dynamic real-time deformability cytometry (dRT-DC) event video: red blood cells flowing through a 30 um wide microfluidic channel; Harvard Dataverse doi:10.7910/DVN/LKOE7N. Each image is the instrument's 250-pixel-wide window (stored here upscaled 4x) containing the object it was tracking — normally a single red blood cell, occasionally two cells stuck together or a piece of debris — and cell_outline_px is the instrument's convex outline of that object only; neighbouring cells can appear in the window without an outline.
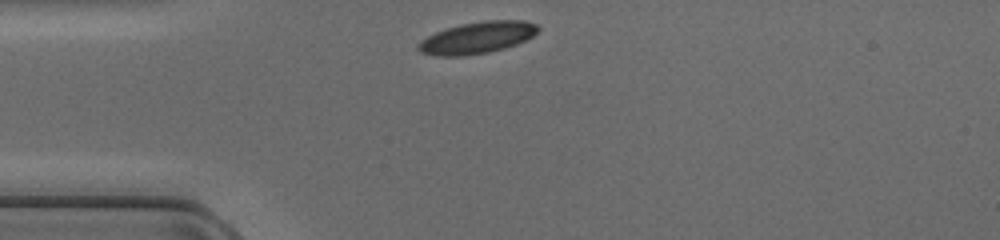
{"species": "common noctule bat (a hibernating species)", "species_latin": "Nyctalus noctula", "temperature_condition": "cold", "stored_images_in_passage": 28, "camera_frame_rate_fps": 3000, "um_per_image_px": 0.085, "animal": {"sex": "female", "body_mass_g": 17.0, "forearm_length_mm": 48.0}, "frame": {"image": 1, "passage_image": 1, "time_ms": 0.0, "image_size_px": [1000, 240], "cell_outline_px": [[540, 28], [532, 36], [516, 44], [504, 48], [488, 52], [460, 56], [436, 56], [420, 52], [416, 48], [416, 44], [420, 40], [436, 32], [460, 24], [484, 20], [524, 20], [536, 24]], "centroid_in_image_um": [40.53, 3.2], "position_along_channel_um": 44.5, "area_um2": 22.08}}
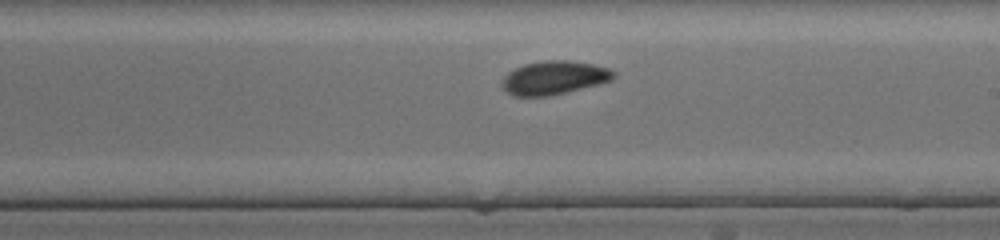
{"frame": {"image": 2, "passage_image": 16, "time_ms": 5.0, "image_size_px": [1000, 240], "cell_outline_px": [[616, 76], [612, 80], [600, 84], [548, 96], [512, 96], [500, 84], [504, 76], [508, 72], [524, 64], [548, 60], [568, 60], [592, 64], [608, 68], [616, 72]], "centroid_in_image_um": [47.11, 6.61], "position_along_channel_um": 241.9, "area_um2": 21.79}}
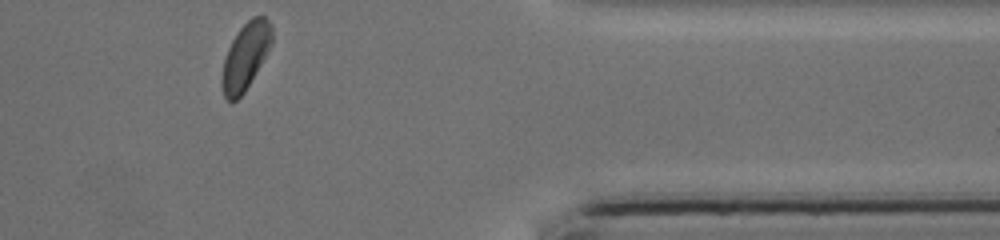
{"frame": {"image": 3, "passage_image": 28, "time_ms": 9.0, "image_size_px": [1000, 240], "cell_outline_px": [[272, 44], [244, 92], [236, 100], [228, 100], [224, 96], [220, 84], [220, 80], [224, 60], [228, 48], [232, 40], [240, 28], [252, 16], [264, 16], [272, 24]], "centroid_in_image_um": [20.86, 4.76], "position_along_channel_um": 390.5, "area_um2": 19.25}}